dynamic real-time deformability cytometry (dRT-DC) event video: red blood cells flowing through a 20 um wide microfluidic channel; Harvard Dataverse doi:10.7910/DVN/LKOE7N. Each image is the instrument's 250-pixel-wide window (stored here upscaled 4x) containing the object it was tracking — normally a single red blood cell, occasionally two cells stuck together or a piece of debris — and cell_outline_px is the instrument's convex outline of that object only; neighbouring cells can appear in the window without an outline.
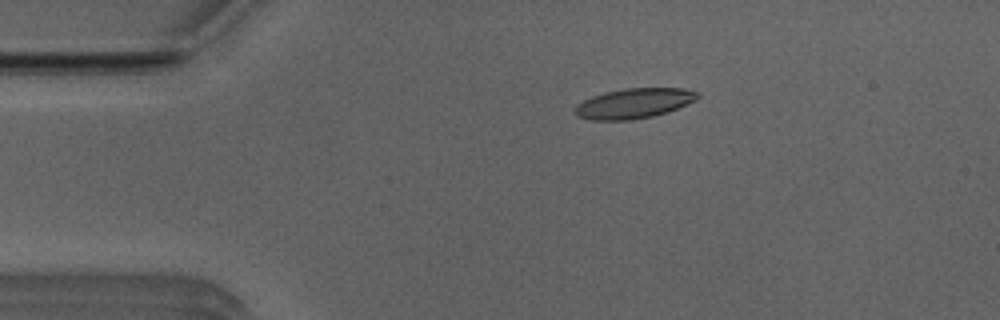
{"species": "Egyptian fruit bat (a non-hibernating species)", "species_latin": "Rousettus aegyptiacus", "temperature_condition": "room temperature", "stored_images_in_passage": 49, "camera_frame_rate_fps": 3000, "um_per_image_px": 0.085, "animal": {"sex": "male"}, "frame": {"image": 1, "passage_image": 10, "time_ms": 3.0, "image_size_px": [1000, 320], "cell_outline_px": [[700, 96], [696, 100], [668, 112], [652, 116], [632, 120], [588, 120], [576, 116], [572, 112], [576, 104], [592, 96], [604, 92], [624, 88], [684, 88], [700, 92]], "centroid_in_image_um": [53.86, 8.78], "position_along_channel_um": 31.1, "area_um2": 21.79}}
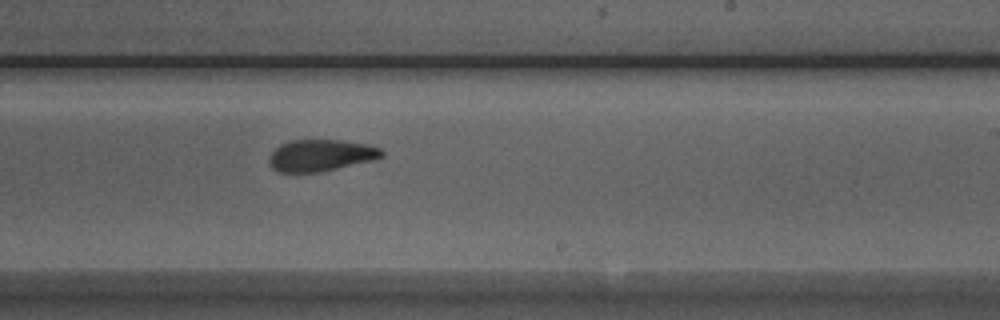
{"frame": {"image": 2, "passage_image": 31, "time_ms": 10.0, "image_size_px": [1000, 320], "cell_outline_px": [[384, 156], [376, 160], [320, 172], [280, 172], [272, 168], [268, 164], [268, 156], [280, 144], [292, 140], [340, 140], [368, 144], [380, 148], [384, 152]], "centroid_in_image_um": [27.28, 13.21], "position_along_channel_um": 261.7, "area_um2": 21.04}}
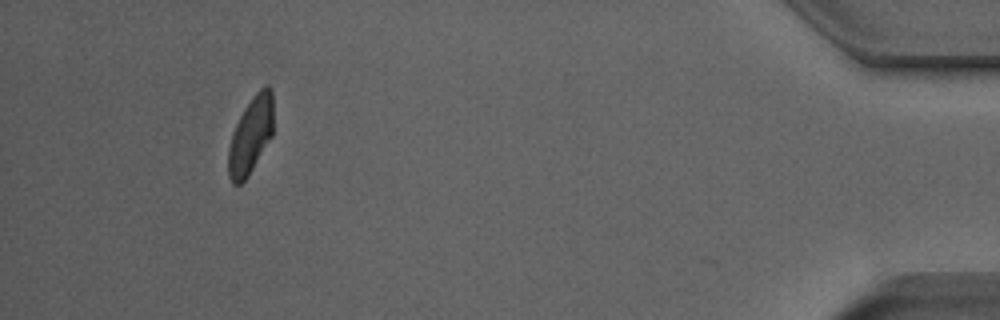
{"frame": {"image": 3, "passage_image": 48, "time_ms": 15.667, "image_size_px": [1000, 320], "cell_outline_px": [[272, 136], [248, 176], [240, 184], [232, 184], [228, 176], [228, 148], [232, 132], [244, 108], [256, 92], [264, 84], [268, 84], [272, 88]], "centroid_in_image_um": [21.3, 11.49], "position_along_channel_um": 413.9, "area_um2": 20.17}, "authors_computed_cell_mechanics": {"area_um2": 21.675, "velocity_mm_per_s": 3.9505, "shape_relaxation_time_tau1_ms": 3.0126, "shape_relaxation_time_tau2_ms": 1.7883, "deformation_change_tau1": 0.1535, "deformation_change_tau2": 0.0858}}